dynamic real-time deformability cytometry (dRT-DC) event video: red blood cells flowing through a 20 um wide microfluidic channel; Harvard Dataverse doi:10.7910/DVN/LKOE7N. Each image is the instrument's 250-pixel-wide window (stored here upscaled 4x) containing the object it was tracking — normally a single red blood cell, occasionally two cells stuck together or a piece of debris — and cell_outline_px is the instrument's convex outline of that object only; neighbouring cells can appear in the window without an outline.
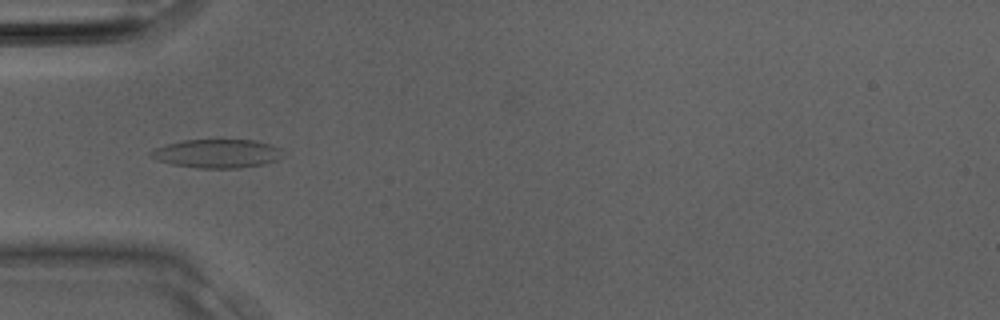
{"species": "Egyptian fruit bat (a non-hibernating species)", "species_latin": "Rousettus aegyptiacus", "temperature_condition": "room temperature", "stored_images_in_passage": 14, "camera_frame_rate_fps": 3000, "um_per_image_px": 0.085, "animal": {"sex": "male"}, "frame": {"image": 1, "passage_image": 3, "time_ms": 0.667, "image_size_px": [1000, 320], "cell_outline_px": [[280, 156], [276, 160], [264, 164], [240, 168], [200, 168], [172, 164], [156, 160], [148, 156], [148, 152], [156, 148], [168, 144], [184, 140], [256, 140], [280, 148]], "centroid_in_image_um": [18.4, 13.06], "position_along_channel_um": 66.6, "area_um2": 21.85}}
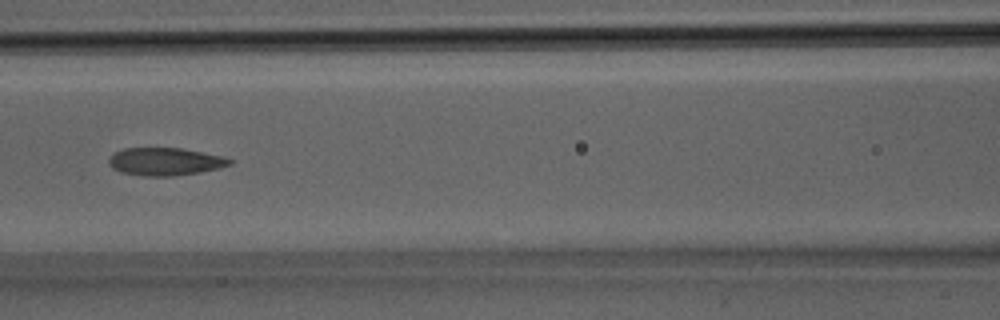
{"frame": {"image": 2, "passage_image": 7, "time_ms": 2.0, "image_size_px": [1000, 320], "cell_outline_px": [[232, 164], [220, 168], [200, 172], [172, 176], [144, 176], [120, 172], [112, 168], [108, 164], [108, 160], [116, 152], [124, 148], [180, 148], [224, 156], [232, 160]], "centroid_in_image_um": [14.05, 13.74], "position_along_channel_um": 152.6, "area_um2": 19.54}}
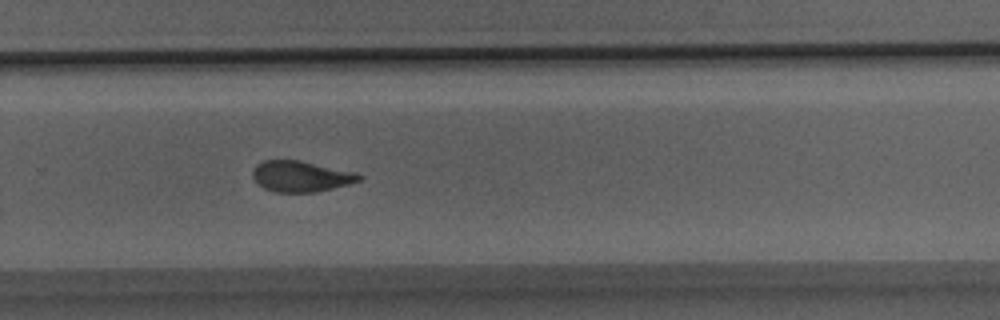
{"frame": {"image": 3, "passage_image": 14, "time_ms": 4.333, "image_size_px": [1000, 320], "cell_outline_px": [[364, 176], [360, 180], [348, 184], [316, 192], [276, 192], [264, 188], [256, 184], [252, 176], [252, 172], [256, 164], [264, 160], [300, 160], [352, 172]], "centroid_in_image_um": [25.51, 14.99], "position_along_channel_um": 304.3, "area_um2": 19.02}}